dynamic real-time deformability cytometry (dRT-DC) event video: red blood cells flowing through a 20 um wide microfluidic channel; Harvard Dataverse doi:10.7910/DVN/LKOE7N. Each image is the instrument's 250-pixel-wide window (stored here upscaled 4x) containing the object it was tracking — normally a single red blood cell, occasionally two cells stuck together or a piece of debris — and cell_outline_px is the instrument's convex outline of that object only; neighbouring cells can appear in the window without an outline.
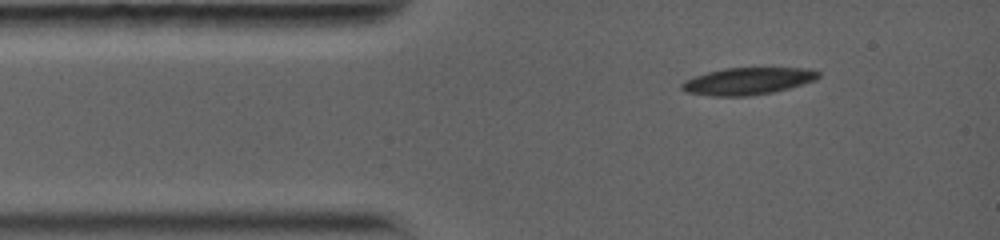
{"species": "common noctule bat (a hibernating species)", "species_latin": "Nyctalus noctula", "temperature_condition": "warm", "stored_images_in_passage": 5, "camera_frame_rate_fps": 5000, "um_per_image_px": 0.085, "animal": {"sex": "female", "body_mass_g": 19.0, "forearm_length_mm": 56.7}, "frame": {"image": 1, "passage_image": 1, "time_ms": 0.0, "image_size_px": [1000, 240], "cell_outline_px": [[820, 76], [816, 80], [788, 88], [772, 92], [748, 96], [712, 96], [684, 92], [680, 88], [680, 84], [684, 80], [708, 72], [724, 68], [808, 68], [820, 72]], "centroid_in_image_um": [63.53, 6.89], "position_along_channel_um": 21.5, "area_um2": 21.56}}
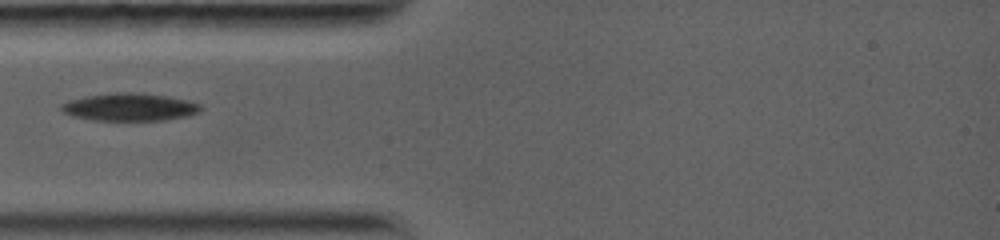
{"frame": {"image": 2, "passage_image": 3, "time_ms": 2.2, "image_size_px": [1000, 240], "cell_outline_px": [[204, 108], [200, 112], [188, 116], [164, 120], [92, 120], [72, 116], [64, 112], [60, 108], [60, 104], [68, 100], [88, 96], [116, 92], [128, 92], [164, 96], [188, 100], [200, 104]], "centroid_in_image_um": [11.03, 9.11], "position_along_channel_um": 74.0, "area_um2": 22.37}}
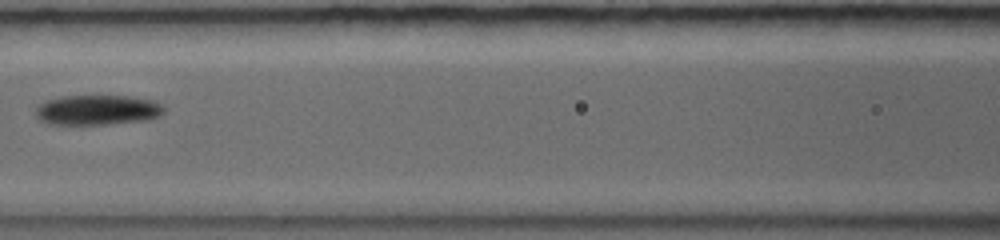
{"frame": {"image": 3, "passage_image": 5, "time_ms": 4.4, "image_size_px": [1000, 240], "cell_outline_px": [[164, 112], [160, 116], [148, 120], [104, 124], [48, 124], [40, 120], [36, 116], [36, 104], [44, 100], [60, 96], [128, 96], [152, 100], [160, 104], [164, 108]], "centroid_in_image_um": [8.24, 9.34], "position_along_channel_um": 158.4, "area_um2": 22.6}}